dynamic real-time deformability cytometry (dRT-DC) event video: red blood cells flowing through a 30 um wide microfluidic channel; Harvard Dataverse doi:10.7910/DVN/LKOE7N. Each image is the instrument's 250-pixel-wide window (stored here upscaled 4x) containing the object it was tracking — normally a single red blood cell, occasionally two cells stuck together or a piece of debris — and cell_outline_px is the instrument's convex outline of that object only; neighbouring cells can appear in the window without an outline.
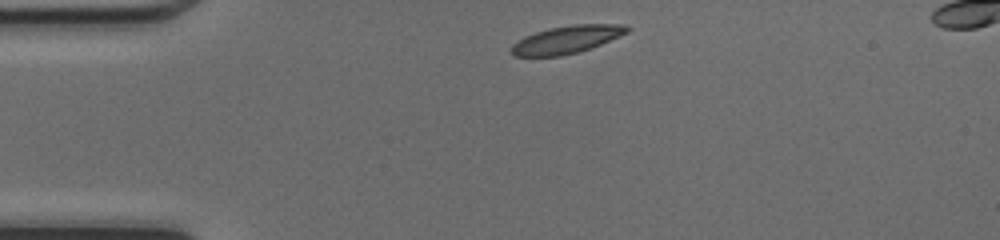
{"species": "common noctule bat (a hibernating species)", "species_latin": "Nyctalus noctula", "temperature_condition": "cold", "stored_images_in_passage": 40, "segment_of_instrument_passage": [1, 2], "camera_frame_rate_fps": 3000, "um_per_image_px": 0.085, "animal": {"sex": "female", "body_mass_g": 17.0, "forearm_length_mm": 48.0}, "frame": {"image": 1, "passage_image": 1, "time_ms": 0.0, "image_size_px": [1000, 240], "cell_outline_px": [[632, 28], [628, 32], [620, 36], [592, 48], [580, 52], [560, 56], [512, 56], [512, 44], [524, 36], [548, 28], [572, 24], [624, 24]], "centroid_in_image_um": [48.2, 3.36], "position_along_channel_um": 36.8, "area_um2": 18.84}}
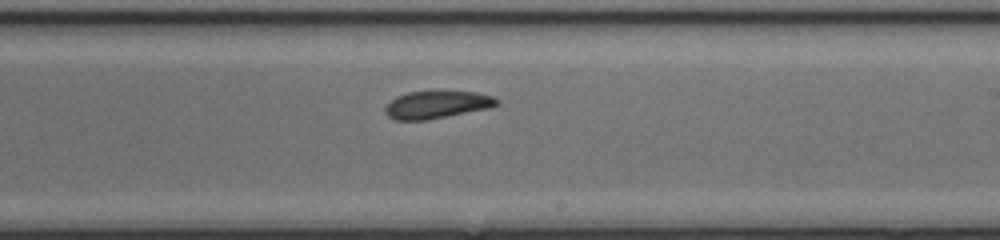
{"frame": {"image": 2, "passage_image": 19, "time_ms": 6.0, "image_size_px": [1000, 240], "cell_outline_px": [[500, 104], [492, 108], [428, 120], [396, 120], [388, 116], [384, 112], [384, 108], [396, 96], [408, 92], [476, 92], [492, 96], [500, 100]], "centroid_in_image_um": [37.18, 8.91], "position_along_channel_um": 251.8, "area_um2": 17.98}}
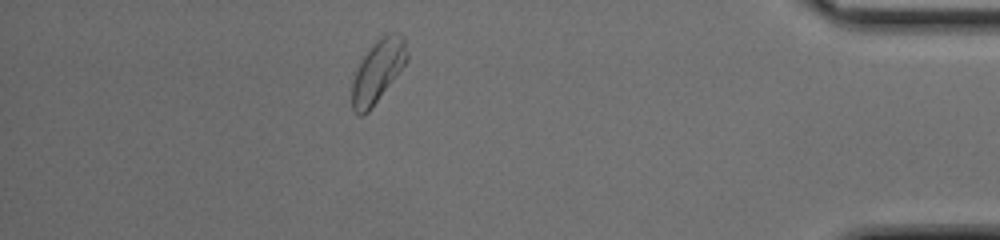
{"frame": {"image": 3, "passage_image": 33, "time_ms": 10.667, "image_size_px": [1000, 240], "cell_outline_px": [[408, 60], [372, 108], [364, 116], [360, 116], [352, 108], [352, 80], [364, 56], [372, 44], [376, 40], [388, 32], [400, 32], [404, 36], [408, 52]], "centroid_in_image_um": [32.14, 6.02], "position_along_channel_um": 403.1, "area_um2": 20.0}}